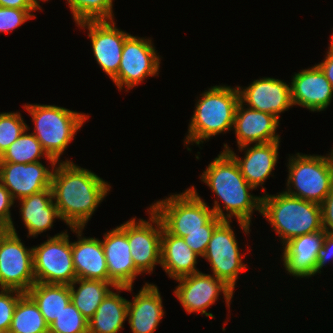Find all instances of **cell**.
I'll return each mask as SVG.
<instances>
[{
    "label": "cell",
    "instance_id": "1",
    "mask_svg": "<svg viewBox=\"0 0 333 333\" xmlns=\"http://www.w3.org/2000/svg\"><path fill=\"white\" fill-rule=\"evenodd\" d=\"M57 166L53 168L51 189L60 220L70 228H84L107 196L110 184L70 160Z\"/></svg>",
    "mask_w": 333,
    "mask_h": 333
},
{
    "label": "cell",
    "instance_id": "2",
    "mask_svg": "<svg viewBox=\"0 0 333 333\" xmlns=\"http://www.w3.org/2000/svg\"><path fill=\"white\" fill-rule=\"evenodd\" d=\"M200 178L222 200L228 213L225 220L235 216L245 234L250 233L251 216L254 210L261 213L262 197L249 193V190L255 188L242 176L234 158L228 152L222 151L207 166Z\"/></svg>",
    "mask_w": 333,
    "mask_h": 333
},
{
    "label": "cell",
    "instance_id": "3",
    "mask_svg": "<svg viewBox=\"0 0 333 333\" xmlns=\"http://www.w3.org/2000/svg\"><path fill=\"white\" fill-rule=\"evenodd\" d=\"M261 197V215L269 221L283 245L295 237L323 229L320 204L284 191L274 196L265 193Z\"/></svg>",
    "mask_w": 333,
    "mask_h": 333
},
{
    "label": "cell",
    "instance_id": "4",
    "mask_svg": "<svg viewBox=\"0 0 333 333\" xmlns=\"http://www.w3.org/2000/svg\"><path fill=\"white\" fill-rule=\"evenodd\" d=\"M239 102L238 87L215 85L202 93L188 127L185 144L195 142L199 145L210 137L231 130Z\"/></svg>",
    "mask_w": 333,
    "mask_h": 333
},
{
    "label": "cell",
    "instance_id": "5",
    "mask_svg": "<svg viewBox=\"0 0 333 333\" xmlns=\"http://www.w3.org/2000/svg\"><path fill=\"white\" fill-rule=\"evenodd\" d=\"M150 208L160 218L163 228L170 234L183 238L189 232L205 231V225L214 217L225 220L218 201L209 209L194 186L180 194L159 200Z\"/></svg>",
    "mask_w": 333,
    "mask_h": 333
},
{
    "label": "cell",
    "instance_id": "6",
    "mask_svg": "<svg viewBox=\"0 0 333 333\" xmlns=\"http://www.w3.org/2000/svg\"><path fill=\"white\" fill-rule=\"evenodd\" d=\"M32 116V132L47 155L57 163L74 139L88 115L55 105L27 104L23 106Z\"/></svg>",
    "mask_w": 333,
    "mask_h": 333
},
{
    "label": "cell",
    "instance_id": "7",
    "mask_svg": "<svg viewBox=\"0 0 333 333\" xmlns=\"http://www.w3.org/2000/svg\"><path fill=\"white\" fill-rule=\"evenodd\" d=\"M288 163L287 190L284 192L306 201L321 204L326 195L333 189L332 153H329L328 156H308L297 153L296 156L290 157Z\"/></svg>",
    "mask_w": 333,
    "mask_h": 333
},
{
    "label": "cell",
    "instance_id": "8",
    "mask_svg": "<svg viewBox=\"0 0 333 333\" xmlns=\"http://www.w3.org/2000/svg\"><path fill=\"white\" fill-rule=\"evenodd\" d=\"M32 249L36 282L70 285L77 279L71 242L66 231L49 237L47 241Z\"/></svg>",
    "mask_w": 333,
    "mask_h": 333
},
{
    "label": "cell",
    "instance_id": "9",
    "mask_svg": "<svg viewBox=\"0 0 333 333\" xmlns=\"http://www.w3.org/2000/svg\"><path fill=\"white\" fill-rule=\"evenodd\" d=\"M35 283L32 247L25 248L17 232L8 231L0 239V289L26 293Z\"/></svg>",
    "mask_w": 333,
    "mask_h": 333
},
{
    "label": "cell",
    "instance_id": "10",
    "mask_svg": "<svg viewBox=\"0 0 333 333\" xmlns=\"http://www.w3.org/2000/svg\"><path fill=\"white\" fill-rule=\"evenodd\" d=\"M160 56L151 39L138 38L131 34L125 39L118 74L112 79L119 90L135 87L148 76L159 71Z\"/></svg>",
    "mask_w": 333,
    "mask_h": 333
},
{
    "label": "cell",
    "instance_id": "11",
    "mask_svg": "<svg viewBox=\"0 0 333 333\" xmlns=\"http://www.w3.org/2000/svg\"><path fill=\"white\" fill-rule=\"evenodd\" d=\"M230 220H222L214 229L204 258L209 261L213 276L234 290L240 272L247 266L242 262L238 243Z\"/></svg>",
    "mask_w": 333,
    "mask_h": 333
},
{
    "label": "cell",
    "instance_id": "12",
    "mask_svg": "<svg viewBox=\"0 0 333 333\" xmlns=\"http://www.w3.org/2000/svg\"><path fill=\"white\" fill-rule=\"evenodd\" d=\"M176 281H179V284L174 294L187 313L200 312L201 315L214 318V315L206 309L217 301L220 292L223 293L225 303L230 309L234 290L221 279L211 274L197 272L180 277Z\"/></svg>",
    "mask_w": 333,
    "mask_h": 333
},
{
    "label": "cell",
    "instance_id": "13",
    "mask_svg": "<svg viewBox=\"0 0 333 333\" xmlns=\"http://www.w3.org/2000/svg\"><path fill=\"white\" fill-rule=\"evenodd\" d=\"M148 211L149 221L139 219L136 222L135 217L127 221V239L135 267L141 273L151 274L155 265L161 264L163 225L151 208Z\"/></svg>",
    "mask_w": 333,
    "mask_h": 333
},
{
    "label": "cell",
    "instance_id": "14",
    "mask_svg": "<svg viewBox=\"0 0 333 333\" xmlns=\"http://www.w3.org/2000/svg\"><path fill=\"white\" fill-rule=\"evenodd\" d=\"M97 63L111 79L118 74L125 39L130 35L115 26L114 20L84 21Z\"/></svg>",
    "mask_w": 333,
    "mask_h": 333
},
{
    "label": "cell",
    "instance_id": "15",
    "mask_svg": "<svg viewBox=\"0 0 333 333\" xmlns=\"http://www.w3.org/2000/svg\"><path fill=\"white\" fill-rule=\"evenodd\" d=\"M53 168L50 171L40 161L34 163L0 162V182L12 199H22L51 188Z\"/></svg>",
    "mask_w": 333,
    "mask_h": 333
},
{
    "label": "cell",
    "instance_id": "16",
    "mask_svg": "<svg viewBox=\"0 0 333 333\" xmlns=\"http://www.w3.org/2000/svg\"><path fill=\"white\" fill-rule=\"evenodd\" d=\"M109 279L117 287H133V282L141 272L135 267L127 239V222L104 234L101 241Z\"/></svg>",
    "mask_w": 333,
    "mask_h": 333
},
{
    "label": "cell",
    "instance_id": "17",
    "mask_svg": "<svg viewBox=\"0 0 333 333\" xmlns=\"http://www.w3.org/2000/svg\"><path fill=\"white\" fill-rule=\"evenodd\" d=\"M239 90L240 102L248 108L266 112L279 119L281 112L293 106L291 87L283 80L263 77L254 80L248 87ZM247 103V104H244Z\"/></svg>",
    "mask_w": 333,
    "mask_h": 333
},
{
    "label": "cell",
    "instance_id": "18",
    "mask_svg": "<svg viewBox=\"0 0 333 333\" xmlns=\"http://www.w3.org/2000/svg\"><path fill=\"white\" fill-rule=\"evenodd\" d=\"M291 100L310 111H323L330 105L333 88L324 72L316 64L296 73L291 80Z\"/></svg>",
    "mask_w": 333,
    "mask_h": 333
},
{
    "label": "cell",
    "instance_id": "19",
    "mask_svg": "<svg viewBox=\"0 0 333 333\" xmlns=\"http://www.w3.org/2000/svg\"><path fill=\"white\" fill-rule=\"evenodd\" d=\"M244 107L243 103H238L233 124L238 147L280 140L276 134L279 126L276 116Z\"/></svg>",
    "mask_w": 333,
    "mask_h": 333
},
{
    "label": "cell",
    "instance_id": "20",
    "mask_svg": "<svg viewBox=\"0 0 333 333\" xmlns=\"http://www.w3.org/2000/svg\"><path fill=\"white\" fill-rule=\"evenodd\" d=\"M279 142L258 143L252 147H249V144L240 146L238 147L240 151L247 149L244 159L237 157L236 153L226 144H224V151L234 158L242 176L256 189V187L263 185L264 181L272 175V170L275 169Z\"/></svg>",
    "mask_w": 333,
    "mask_h": 333
},
{
    "label": "cell",
    "instance_id": "21",
    "mask_svg": "<svg viewBox=\"0 0 333 333\" xmlns=\"http://www.w3.org/2000/svg\"><path fill=\"white\" fill-rule=\"evenodd\" d=\"M324 229L295 237L284 244L283 265L287 273L296 277H311L317 264V252L323 246Z\"/></svg>",
    "mask_w": 333,
    "mask_h": 333
},
{
    "label": "cell",
    "instance_id": "22",
    "mask_svg": "<svg viewBox=\"0 0 333 333\" xmlns=\"http://www.w3.org/2000/svg\"><path fill=\"white\" fill-rule=\"evenodd\" d=\"M76 232L78 241L71 243L73 265L77 278L102 280L109 279L102 242L97 238H82V229L70 228Z\"/></svg>",
    "mask_w": 333,
    "mask_h": 333
},
{
    "label": "cell",
    "instance_id": "23",
    "mask_svg": "<svg viewBox=\"0 0 333 333\" xmlns=\"http://www.w3.org/2000/svg\"><path fill=\"white\" fill-rule=\"evenodd\" d=\"M162 297L154 284L145 283L133 301L128 300L127 317L133 333H153L164 315Z\"/></svg>",
    "mask_w": 333,
    "mask_h": 333
},
{
    "label": "cell",
    "instance_id": "24",
    "mask_svg": "<svg viewBox=\"0 0 333 333\" xmlns=\"http://www.w3.org/2000/svg\"><path fill=\"white\" fill-rule=\"evenodd\" d=\"M20 202L22 220L30 236L45 232L53 227L55 218L60 219L51 188L22 198Z\"/></svg>",
    "mask_w": 333,
    "mask_h": 333
},
{
    "label": "cell",
    "instance_id": "25",
    "mask_svg": "<svg viewBox=\"0 0 333 333\" xmlns=\"http://www.w3.org/2000/svg\"><path fill=\"white\" fill-rule=\"evenodd\" d=\"M161 267L172 279L200 272L196 269L198 256L188 247L183 238L168 233L161 235Z\"/></svg>",
    "mask_w": 333,
    "mask_h": 333
},
{
    "label": "cell",
    "instance_id": "26",
    "mask_svg": "<svg viewBox=\"0 0 333 333\" xmlns=\"http://www.w3.org/2000/svg\"><path fill=\"white\" fill-rule=\"evenodd\" d=\"M76 284H79L77 290H75ZM109 287L119 292L132 291V287H117L113 282L77 278L69 285L71 302L89 320L96 313L103 299L112 291Z\"/></svg>",
    "mask_w": 333,
    "mask_h": 333
},
{
    "label": "cell",
    "instance_id": "27",
    "mask_svg": "<svg viewBox=\"0 0 333 333\" xmlns=\"http://www.w3.org/2000/svg\"><path fill=\"white\" fill-rule=\"evenodd\" d=\"M128 300L111 291L88 320V333H118L127 319Z\"/></svg>",
    "mask_w": 333,
    "mask_h": 333
},
{
    "label": "cell",
    "instance_id": "28",
    "mask_svg": "<svg viewBox=\"0 0 333 333\" xmlns=\"http://www.w3.org/2000/svg\"><path fill=\"white\" fill-rule=\"evenodd\" d=\"M26 293L36 303L48 325L71 302L69 285L36 282Z\"/></svg>",
    "mask_w": 333,
    "mask_h": 333
},
{
    "label": "cell",
    "instance_id": "29",
    "mask_svg": "<svg viewBox=\"0 0 333 333\" xmlns=\"http://www.w3.org/2000/svg\"><path fill=\"white\" fill-rule=\"evenodd\" d=\"M8 333H49V325L27 293L19 298L15 306Z\"/></svg>",
    "mask_w": 333,
    "mask_h": 333
},
{
    "label": "cell",
    "instance_id": "30",
    "mask_svg": "<svg viewBox=\"0 0 333 333\" xmlns=\"http://www.w3.org/2000/svg\"><path fill=\"white\" fill-rule=\"evenodd\" d=\"M26 129L20 137L12 143L8 149L1 155L0 162H11V163H34L40 161L39 159L45 156L50 162L52 167L56 166L57 162L49 157L42 148V145L34 136L33 133H28Z\"/></svg>",
    "mask_w": 333,
    "mask_h": 333
},
{
    "label": "cell",
    "instance_id": "31",
    "mask_svg": "<svg viewBox=\"0 0 333 333\" xmlns=\"http://www.w3.org/2000/svg\"><path fill=\"white\" fill-rule=\"evenodd\" d=\"M76 24L84 21L113 20V0H67Z\"/></svg>",
    "mask_w": 333,
    "mask_h": 333
},
{
    "label": "cell",
    "instance_id": "32",
    "mask_svg": "<svg viewBox=\"0 0 333 333\" xmlns=\"http://www.w3.org/2000/svg\"><path fill=\"white\" fill-rule=\"evenodd\" d=\"M49 333H88V320L70 302L49 325Z\"/></svg>",
    "mask_w": 333,
    "mask_h": 333
},
{
    "label": "cell",
    "instance_id": "33",
    "mask_svg": "<svg viewBox=\"0 0 333 333\" xmlns=\"http://www.w3.org/2000/svg\"><path fill=\"white\" fill-rule=\"evenodd\" d=\"M28 129L18 112L0 113V157Z\"/></svg>",
    "mask_w": 333,
    "mask_h": 333
},
{
    "label": "cell",
    "instance_id": "34",
    "mask_svg": "<svg viewBox=\"0 0 333 333\" xmlns=\"http://www.w3.org/2000/svg\"><path fill=\"white\" fill-rule=\"evenodd\" d=\"M222 221V219L214 216L206 225L205 231H195L189 232L188 235L184 236L183 239L188 247L192 249V251L197 255L203 257L209 241L211 239V235L215 229V227Z\"/></svg>",
    "mask_w": 333,
    "mask_h": 333
},
{
    "label": "cell",
    "instance_id": "35",
    "mask_svg": "<svg viewBox=\"0 0 333 333\" xmlns=\"http://www.w3.org/2000/svg\"><path fill=\"white\" fill-rule=\"evenodd\" d=\"M24 293L14 289H1L0 291V330L8 333L13 312L19 298Z\"/></svg>",
    "mask_w": 333,
    "mask_h": 333
},
{
    "label": "cell",
    "instance_id": "36",
    "mask_svg": "<svg viewBox=\"0 0 333 333\" xmlns=\"http://www.w3.org/2000/svg\"><path fill=\"white\" fill-rule=\"evenodd\" d=\"M36 10H24L7 8L0 6V32L9 33L20 27L23 23L31 18H35L31 12Z\"/></svg>",
    "mask_w": 333,
    "mask_h": 333
},
{
    "label": "cell",
    "instance_id": "37",
    "mask_svg": "<svg viewBox=\"0 0 333 333\" xmlns=\"http://www.w3.org/2000/svg\"><path fill=\"white\" fill-rule=\"evenodd\" d=\"M12 205H14V200L9 191L0 182V219L9 226V231H16L10 213Z\"/></svg>",
    "mask_w": 333,
    "mask_h": 333
},
{
    "label": "cell",
    "instance_id": "38",
    "mask_svg": "<svg viewBox=\"0 0 333 333\" xmlns=\"http://www.w3.org/2000/svg\"><path fill=\"white\" fill-rule=\"evenodd\" d=\"M320 206L322 228L326 233L333 235V189L326 195Z\"/></svg>",
    "mask_w": 333,
    "mask_h": 333
},
{
    "label": "cell",
    "instance_id": "39",
    "mask_svg": "<svg viewBox=\"0 0 333 333\" xmlns=\"http://www.w3.org/2000/svg\"><path fill=\"white\" fill-rule=\"evenodd\" d=\"M333 260V235L326 233L323 246L317 252V264L314 275L321 272L327 261Z\"/></svg>",
    "mask_w": 333,
    "mask_h": 333
},
{
    "label": "cell",
    "instance_id": "40",
    "mask_svg": "<svg viewBox=\"0 0 333 333\" xmlns=\"http://www.w3.org/2000/svg\"><path fill=\"white\" fill-rule=\"evenodd\" d=\"M317 65L324 72L326 78L328 79L333 88V51L328 49L324 61Z\"/></svg>",
    "mask_w": 333,
    "mask_h": 333
},
{
    "label": "cell",
    "instance_id": "41",
    "mask_svg": "<svg viewBox=\"0 0 333 333\" xmlns=\"http://www.w3.org/2000/svg\"><path fill=\"white\" fill-rule=\"evenodd\" d=\"M0 6L24 10H37L29 0H0Z\"/></svg>",
    "mask_w": 333,
    "mask_h": 333
},
{
    "label": "cell",
    "instance_id": "42",
    "mask_svg": "<svg viewBox=\"0 0 333 333\" xmlns=\"http://www.w3.org/2000/svg\"><path fill=\"white\" fill-rule=\"evenodd\" d=\"M9 231V226L0 219V238H2Z\"/></svg>",
    "mask_w": 333,
    "mask_h": 333
},
{
    "label": "cell",
    "instance_id": "43",
    "mask_svg": "<svg viewBox=\"0 0 333 333\" xmlns=\"http://www.w3.org/2000/svg\"><path fill=\"white\" fill-rule=\"evenodd\" d=\"M29 1L37 10L38 9L42 10L38 0H29ZM41 1L45 2V1H48V0H41Z\"/></svg>",
    "mask_w": 333,
    "mask_h": 333
},
{
    "label": "cell",
    "instance_id": "44",
    "mask_svg": "<svg viewBox=\"0 0 333 333\" xmlns=\"http://www.w3.org/2000/svg\"><path fill=\"white\" fill-rule=\"evenodd\" d=\"M331 42H330V45H329V50L333 51V34L331 35Z\"/></svg>",
    "mask_w": 333,
    "mask_h": 333
}]
</instances>
